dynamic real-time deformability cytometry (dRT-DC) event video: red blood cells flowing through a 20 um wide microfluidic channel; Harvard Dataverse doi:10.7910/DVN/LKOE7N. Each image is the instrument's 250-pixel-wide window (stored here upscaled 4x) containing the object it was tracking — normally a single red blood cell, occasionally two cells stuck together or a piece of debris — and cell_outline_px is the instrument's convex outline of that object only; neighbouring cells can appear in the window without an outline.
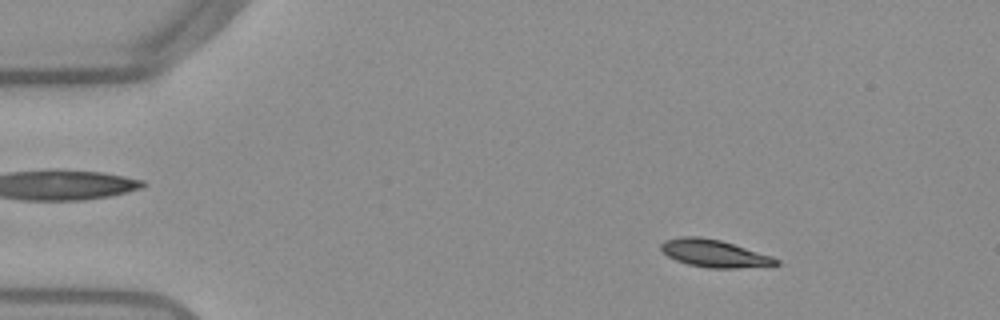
{"species": "Egyptian fruit bat (a non-hibernating species)", "species_latin": "Rousettus aegyptiacus", "temperature_condition": "warm", "stored_images_in_passage": 54, "camera_frame_rate_fps": 3000, "um_per_image_px": 0.085, "frame": {"image": 1, "passage_image": 9, "time_ms": 2.667, "image_size_px": [1000, 320], "cell_outline_px": [[776, 264], [692, 264], [680, 260], [664, 252], [660, 248], [668, 240], [716, 240], [732, 244], [768, 256], [776, 260]], "centroid_in_image_um": [60.64, 21.5], "position_along_channel_um": 24.4, "area_um2": 14.51}}
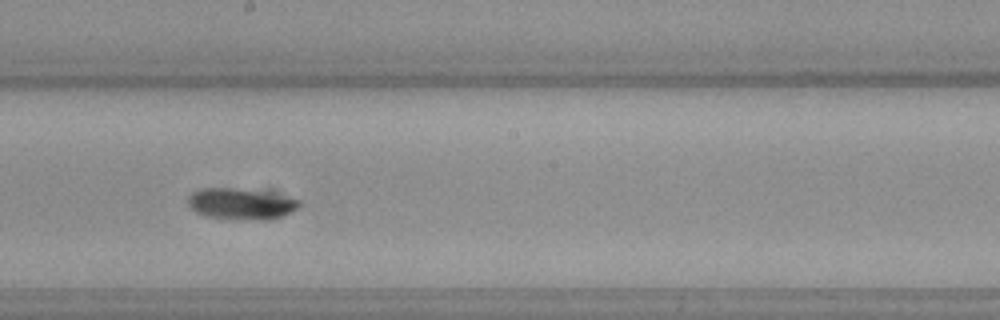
{"frame": {"image": 2, "passage_image": 31, "time_ms": 10.0, "image_size_px": [1000, 320], "cell_outline_px": [[296, 204], [292, 208], [284, 212], [272, 216], [228, 216], [204, 212], [196, 208], [192, 204], [192, 196], [196, 192], [244, 192], [296, 200]], "centroid_in_image_um": [20.48, 17.33], "position_along_channel_um": 227.7, "area_um2": 14.68}}
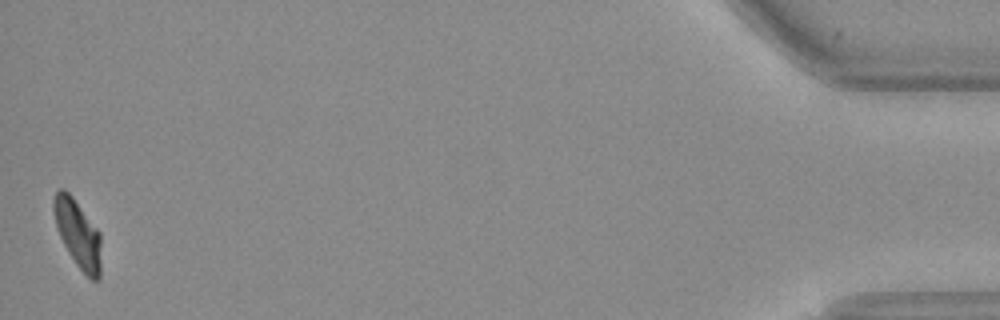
{"frame": {"image": 3, "passage_image": 54, "time_ms": 17.667, "image_size_px": [1000, 320], "cell_outline_px": [[100, 272], [96, 280], [92, 280], [80, 268], [72, 256], [56, 224], [56, 192], [68, 192], [100, 236]], "centroid_in_image_um": [6.68, 19.97], "position_along_channel_um": 428.5, "area_um2": 16.59}, "authors_computed_cell_mechanics": {"area_um2": 15.9817, "velocity_mm_per_s": 3.8313, "shape_relaxation_time_tau1_ms": 4.5751, "shape_relaxation_time_tau2_ms": 4.7956, "deformation_change_tau1": 0.1766, "deformation_change_tau2": 0.1057}}